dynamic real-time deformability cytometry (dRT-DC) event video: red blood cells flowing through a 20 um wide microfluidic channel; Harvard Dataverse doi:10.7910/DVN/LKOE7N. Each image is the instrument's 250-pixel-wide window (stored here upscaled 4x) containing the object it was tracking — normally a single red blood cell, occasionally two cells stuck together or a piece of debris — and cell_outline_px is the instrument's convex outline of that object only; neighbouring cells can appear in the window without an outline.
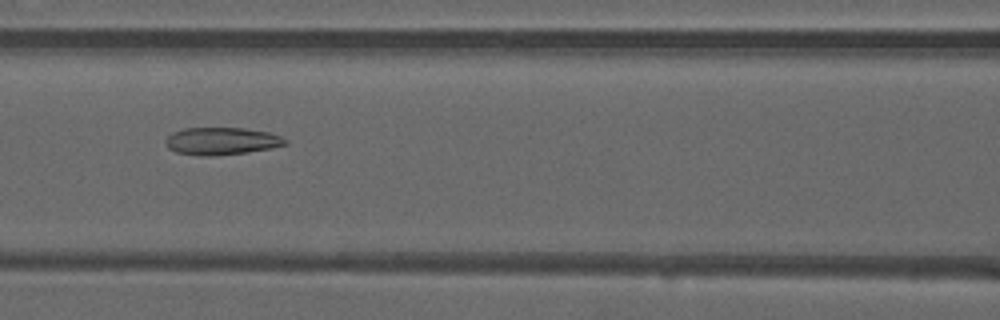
{"species": "common noctule bat (a hibernating species)", "species_latin": "Nyctalus noctula", "temperature_condition": "warm", "stored_images_in_passage": 43, "camera_frame_rate_fps": 3000, "um_per_image_px": 0.085, "animal": {"sex": "male", "forearm_length_mm": 52.5}, "frame": {"image": 1, "passage_image": 15, "time_ms": 4.667, "image_size_px": [1000, 320], "cell_outline_px": [[288, 144], [272, 148], [248, 152], [212, 156], [200, 156], [176, 152], [168, 148], [164, 140], [172, 132], [184, 128], [244, 128], [268, 132], [280, 136], [288, 140]], "centroid_in_image_um": [18.83, 11.99], "position_along_channel_um": 147.8, "area_um2": 19.25}}
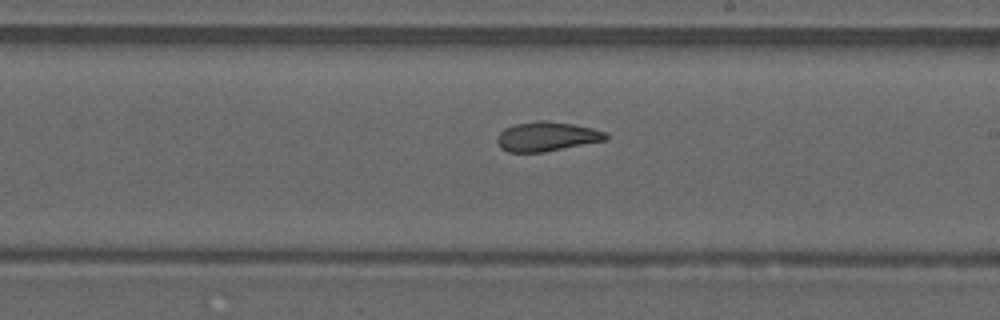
{"frame": {"image": 2, "passage_image": 22, "time_ms": 7.0, "image_size_px": [1000, 320], "cell_outline_px": [[608, 140], [544, 152], [508, 152], [500, 148], [496, 140], [500, 132], [504, 128], [516, 124], [540, 120], [544, 120], [572, 124], [592, 128], [608, 132]], "centroid_in_image_um": [46.49, 11.61], "position_along_channel_um": 242.5, "area_um2": 18.73}}
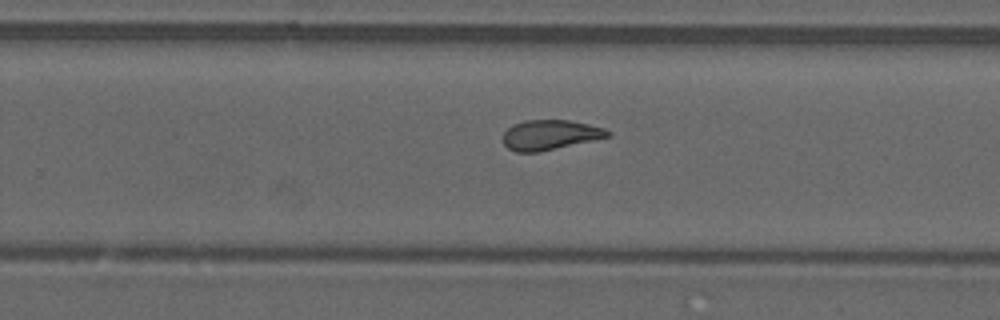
{"frame": {"image": 3, "passage_image": 25, "time_ms": 8.0, "image_size_px": [1000, 320], "cell_outline_px": [[612, 136], [540, 152], [516, 152], [508, 148], [504, 144], [504, 132], [512, 124], [524, 120], [568, 120], [588, 124], [604, 128], [612, 132]], "centroid_in_image_um": [46.77, 11.46], "position_along_channel_um": 283.0, "area_um2": 18.32}, "authors_computed_cell_mechanics": {"area_um2": 19.4786, "velocity_mm_per_s": 4.0732, "shape_relaxation_time_tau1_ms": null, "shape_relaxation_time_tau2_ms": 2.0015, "deformation_change_tau1": null, "deformation_change_tau2": 0.0983}}